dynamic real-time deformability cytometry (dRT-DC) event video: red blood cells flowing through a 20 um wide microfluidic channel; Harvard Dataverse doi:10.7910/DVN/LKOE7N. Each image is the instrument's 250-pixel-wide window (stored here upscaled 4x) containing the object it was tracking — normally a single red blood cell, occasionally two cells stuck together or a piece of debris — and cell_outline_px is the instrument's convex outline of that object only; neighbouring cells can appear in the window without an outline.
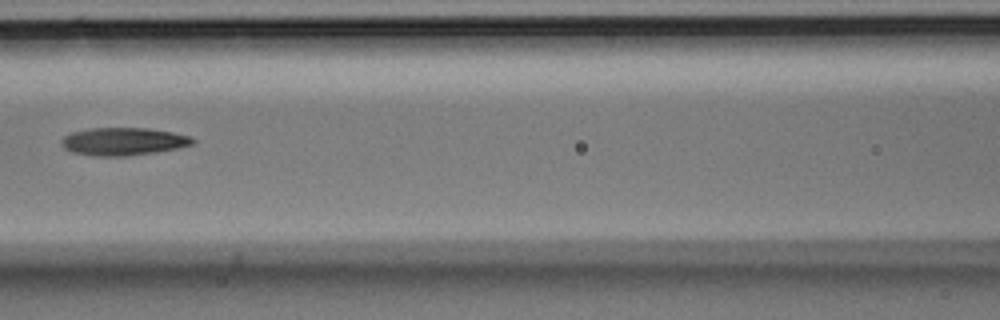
{"species": "Egyptian fruit bat (a non-hibernating species)", "species_latin": "Rousettus aegyptiacus", "temperature_condition": "room temperature", "stored_images_in_passage": 43, "camera_frame_rate_fps": 3000, "um_per_image_px": 0.085, "animal": {"sex": "male"}, "frame": {"image": 1, "passage_image": 19, "time_ms": 6.0, "image_size_px": [1000, 320], "cell_outline_px": [[196, 144], [156, 152], [128, 156], [92, 156], [72, 152], [64, 148], [60, 144], [60, 140], [64, 136], [72, 132], [88, 128], [148, 128], [172, 132], [192, 136], [196, 140]], "centroid_in_image_um": [10.49, 12.02], "position_along_channel_um": 156.1, "area_um2": 21.5}}